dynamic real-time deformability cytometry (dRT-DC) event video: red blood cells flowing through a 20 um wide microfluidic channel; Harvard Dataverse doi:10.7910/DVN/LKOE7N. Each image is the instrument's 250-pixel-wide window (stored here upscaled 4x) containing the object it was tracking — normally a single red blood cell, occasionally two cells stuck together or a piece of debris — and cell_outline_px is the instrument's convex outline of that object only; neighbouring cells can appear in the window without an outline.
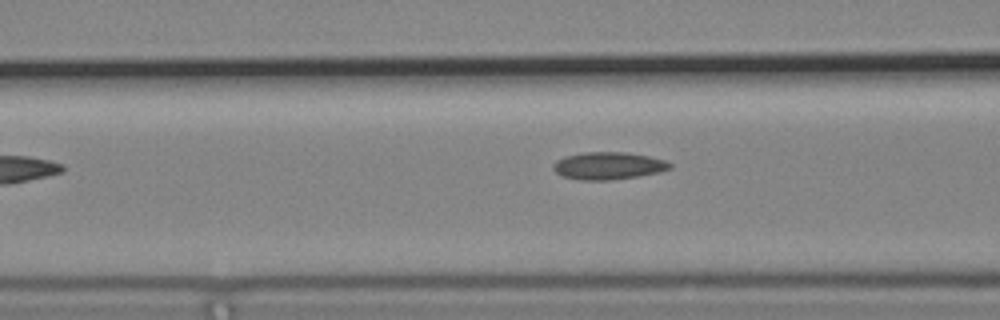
{"species": "common noctule bat (a hibernating species)", "species_latin": "Nyctalus noctula", "temperature_condition": "cold", "stored_images_in_passage": 31, "camera_frame_rate_fps": 3000, "um_per_image_px": 0.085, "animal": {"sex": "male", "body_mass_g": 19.2, "forearm_length_mm": 51.8}, "frame": {"image": 1, "passage_image": 8, "time_ms": 2.333, "image_size_px": [1000, 320], "cell_outline_px": [[672, 168], [660, 172], [640, 176], [608, 180], [580, 180], [564, 176], [556, 172], [552, 168], [552, 164], [556, 160], [564, 156], [584, 152], [628, 152], [648, 156], [664, 160], [672, 164]], "centroid_in_image_um": [51.7, 14.08], "position_along_channel_um": 114.9, "area_um2": 18.73}}
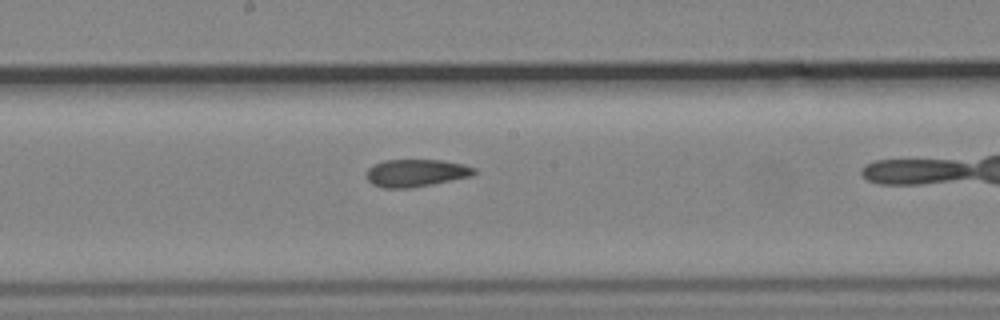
{"frame": {"image": 2, "passage_image": 16, "time_ms": 5.0, "image_size_px": [1000, 320], "cell_outline_px": [[476, 172], [472, 176], [432, 184], [408, 188], [380, 188], [372, 184], [368, 180], [368, 168], [372, 164], [384, 160], [440, 160], [464, 164], [476, 168]], "centroid_in_image_um": [35.36, 14.7], "position_along_channel_um": 212.8, "area_um2": 17.28}}
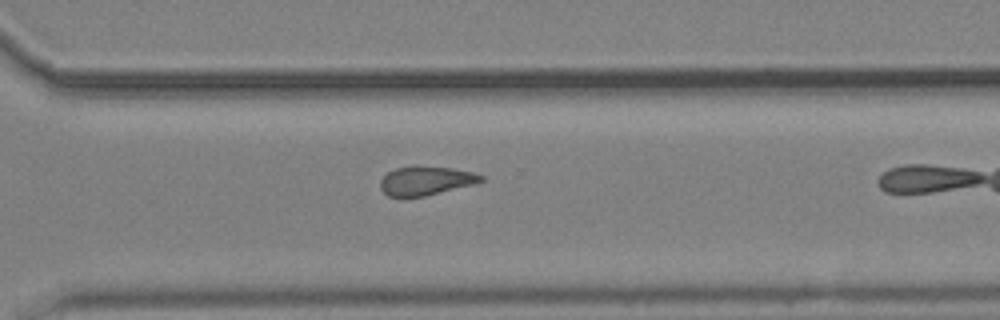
{"frame": {"image": 3, "passage_image": 26, "time_ms": 8.333, "image_size_px": [1000, 320], "cell_outline_px": [[484, 180], [476, 184], [424, 196], [388, 196], [380, 188], [380, 180], [388, 172], [396, 168], [416, 164], [420, 164], [452, 168], [472, 172], [484, 176]], "centroid_in_image_um": [36.21, 15.33], "position_along_channel_um": 334.4, "area_um2": 17.22}}